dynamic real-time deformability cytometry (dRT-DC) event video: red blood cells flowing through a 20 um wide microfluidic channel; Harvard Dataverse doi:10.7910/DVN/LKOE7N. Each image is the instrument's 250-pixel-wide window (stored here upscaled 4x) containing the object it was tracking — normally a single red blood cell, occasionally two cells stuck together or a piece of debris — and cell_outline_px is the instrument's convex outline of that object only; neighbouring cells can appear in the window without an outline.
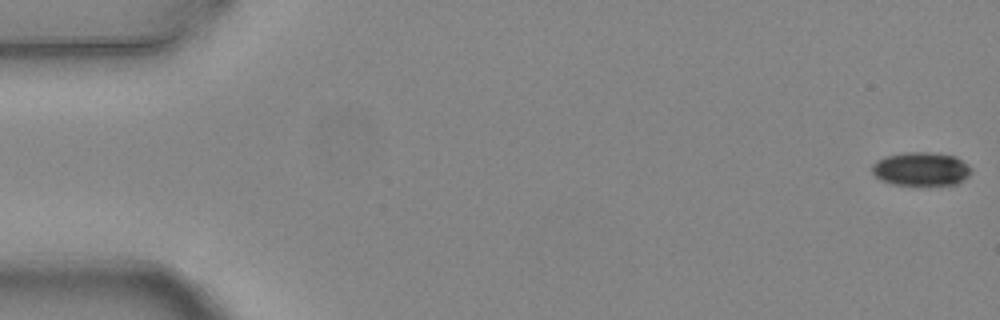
{"species": "common noctule bat (a hibernating species)", "species_latin": "Nyctalus noctula", "temperature_condition": "warm", "stored_images_in_passage": 4, "camera_frame_rate_fps": 3000, "um_per_image_px": 0.085, "animal": {"sex": "female", "body_mass_g": 24.6, "forearm_length_mm": 56.2}, "frame": {"image": 1, "passage_image": 1, "time_ms": 0.0, "image_size_px": [1000, 320], "cell_outline_px": [[968, 176], [956, 184], [892, 184], [880, 180], [872, 172], [872, 164], [876, 160], [888, 156], [904, 152], [928, 152], [956, 156], [968, 168]], "centroid_in_image_um": [78.21, 14.35], "position_along_channel_um": 6.8, "area_um2": 18.9}}
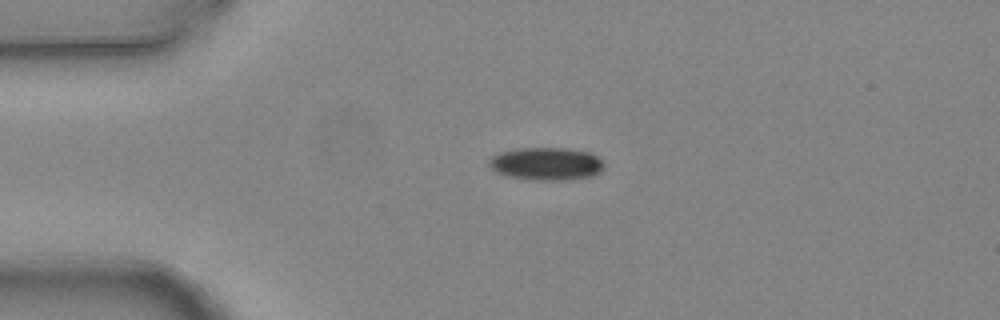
{"frame": {"image": 2, "passage_image": 4, "time_ms": 1.0, "image_size_px": [1000, 320], "cell_outline_px": [[604, 168], [600, 172], [592, 176], [568, 180], [528, 180], [508, 176], [496, 172], [488, 164], [488, 160], [492, 156], [500, 152], [516, 148], [564, 148], [592, 152], [600, 156], [604, 160]], "centroid_in_image_um": [46.48, 13.92], "position_along_channel_um": 38.5, "area_um2": 22.43}}